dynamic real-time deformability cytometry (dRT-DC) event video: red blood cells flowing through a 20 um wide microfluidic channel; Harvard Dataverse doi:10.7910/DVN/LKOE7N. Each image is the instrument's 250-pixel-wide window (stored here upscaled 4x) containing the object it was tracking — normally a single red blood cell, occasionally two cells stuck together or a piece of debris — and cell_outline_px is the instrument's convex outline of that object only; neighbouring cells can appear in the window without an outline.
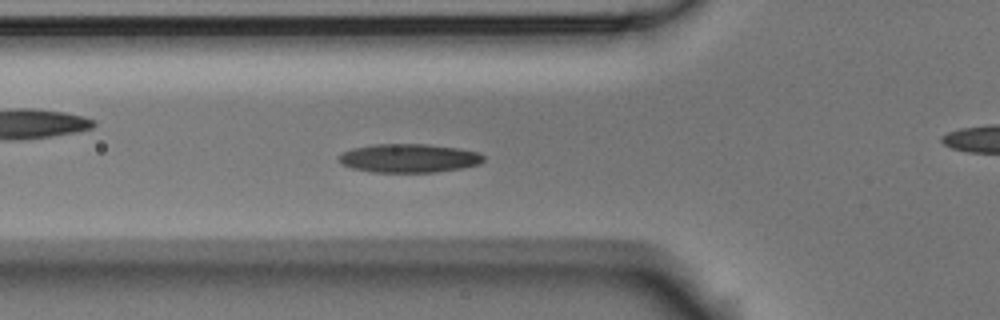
{"species": "Egyptian fruit bat (a non-hibernating species)", "species_latin": "Rousettus aegyptiacus", "temperature_condition": "room temperature", "stored_images_in_passage": 10, "camera_frame_rate_fps": 3000, "um_per_image_px": 0.085, "animal": {"sex": "male"}, "frame": {"image": 1, "passage_image": 6, "time_ms": 1.667, "image_size_px": [1000, 320], "cell_outline_px": [[484, 160], [480, 164], [460, 168], [436, 172], [372, 172], [352, 168], [340, 164], [336, 160], [336, 156], [340, 152], [352, 148], [372, 144], [428, 144], [460, 148], [480, 152], [484, 156]], "centroid_in_image_um": [34.71, 13.44], "position_along_channel_um": 91.1, "area_um2": 24.62}}